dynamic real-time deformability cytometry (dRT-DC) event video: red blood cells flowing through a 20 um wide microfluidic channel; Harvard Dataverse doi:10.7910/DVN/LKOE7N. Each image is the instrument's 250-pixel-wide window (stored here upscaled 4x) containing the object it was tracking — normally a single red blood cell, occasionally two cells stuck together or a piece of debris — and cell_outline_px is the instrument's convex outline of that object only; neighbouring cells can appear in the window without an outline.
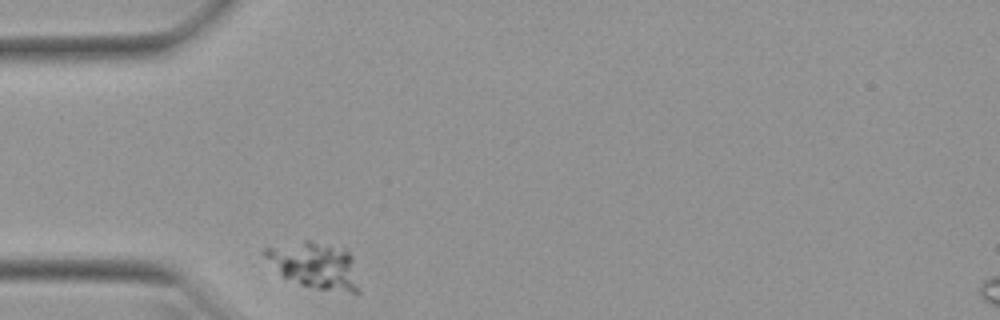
{"species": "Egyptian fruit bat (a non-hibernating species)", "species_latin": "Rousettus aegyptiacus", "temperature_condition": "warm", "stored_images_in_passage": 30, "camera_frame_rate_fps": 3000, "um_per_image_px": 0.085, "animal": {"sex": "female"}, "frame": {"image": 1, "passage_image": 1, "time_ms": 0.0, "image_size_px": [1000, 320], "cell_outline_px": [[360, 292], [352, 292], [316, 288], [300, 284], [284, 276], [264, 256], [264, 248], [304, 240], [308, 240], [344, 248], [352, 256]], "centroid_in_image_um": [26.79, 22.53], "position_along_channel_um": 58.2, "area_um2": 24.85}}
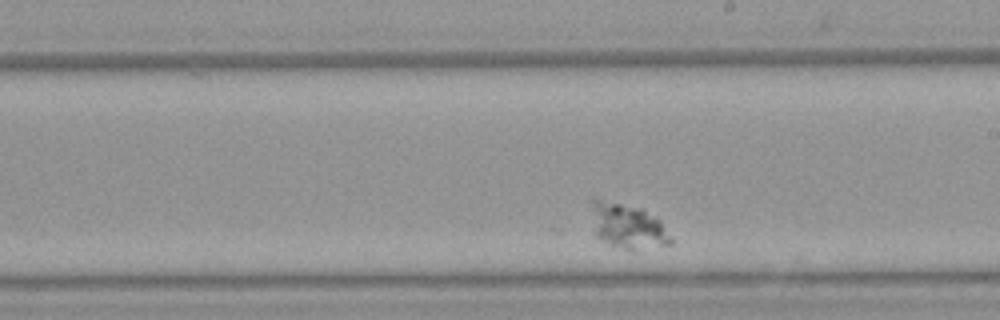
{"frame": {"image": 2, "passage_image": 18, "time_ms": 5.667, "image_size_px": [1000, 320], "cell_outline_px": [[672, 244], [632, 252], [608, 244], [600, 240], [596, 236], [592, 204], [592, 196], [644, 208], [660, 220], [672, 240]], "centroid_in_image_um": [53.37, 19.22], "position_along_channel_um": 235.6, "area_um2": 21.33}}
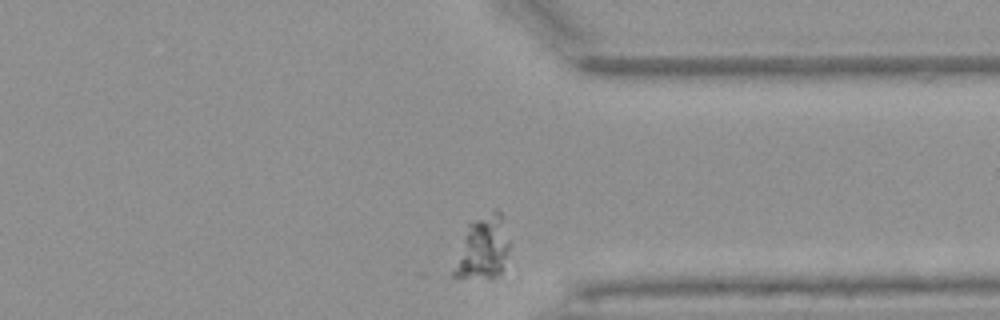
{"frame": {"image": 3, "passage_image": 30, "time_ms": 9.667, "image_size_px": [1000, 320], "cell_outline_px": [[508, 248], [500, 272], [496, 276], [488, 280], [452, 276], [452, 272], [468, 224], [496, 208], [500, 212], [508, 240]], "centroid_in_image_um": [41.02, 21.1], "position_along_channel_um": 370.4, "area_um2": 19.83}}